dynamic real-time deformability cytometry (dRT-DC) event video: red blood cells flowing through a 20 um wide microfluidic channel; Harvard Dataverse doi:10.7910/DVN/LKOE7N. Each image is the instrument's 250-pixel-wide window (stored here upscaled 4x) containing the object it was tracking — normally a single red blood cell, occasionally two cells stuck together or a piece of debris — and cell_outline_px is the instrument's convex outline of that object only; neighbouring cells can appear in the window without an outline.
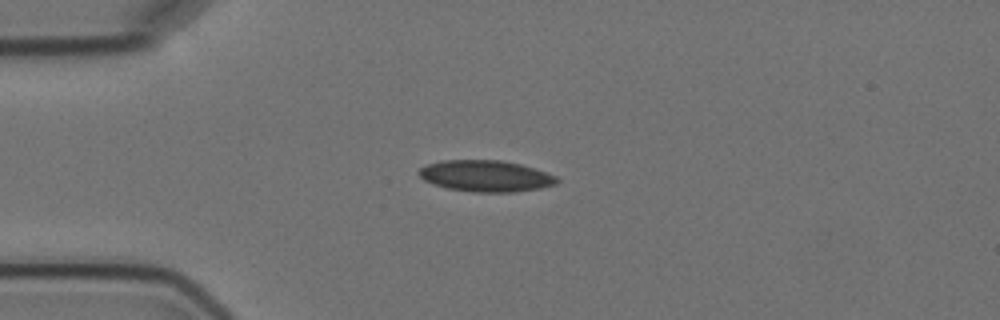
{"species": "Egyptian fruit bat (a non-hibernating species)", "species_latin": "Rousettus aegyptiacus", "temperature_condition": "cold", "stored_images_in_passage": 9, "camera_frame_rate_fps": 3000, "um_per_image_px": 0.085, "animal": {"sex": "female"}, "frame": {"image": 1, "passage_image": 3, "time_ms": 2.333, "image_size_px": [1000, 320], "cell_outline_px": [[560, 180], [556, 184], [540, 188], [516, 192], [472, 192], [448, 188], [432, 184], [424, 180], [416, 172], [420, 168], [428, 164], [444, 160], [500, 160], [520, 164], [556, 176]], "centroid_in_image_um": [41.27, 14.96], "position_along_channel_um": 43.7, "area_um2": 25.14}}
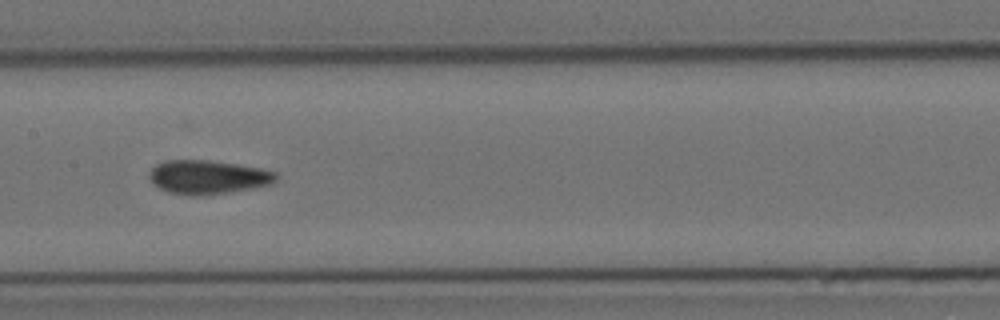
{"frame": {"image": 2, "passage_image": 7, "time_ms": 7.0, "image_size_px": [1000, 320], "cell_outline_px": [[276, 180], [272, 184], [252, 188], [228, 192], [200, 196], [192, 196], [168, 192], [152, 184], [148, 176], [152, 168], [156, 164], [164, 160], [208, 160], [236, 164], [260, 168], [276, 172]], "centroid_in_image_um": [17.64, 15.05], "position_along_channel_um": 189.8, "area_um2": 25.03}}
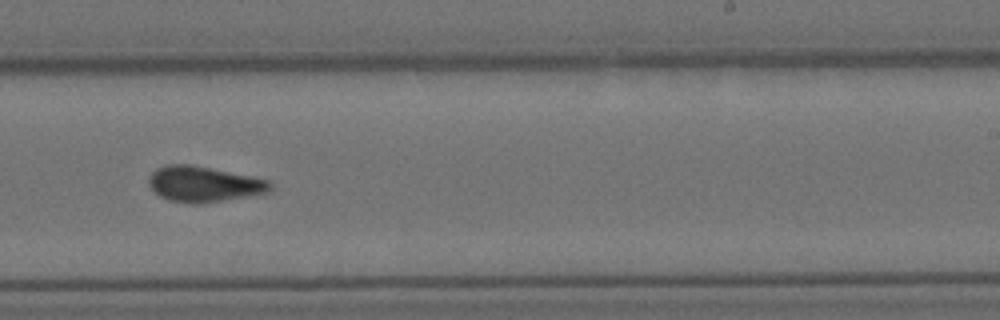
{"frame": {"image": 3, "passage_image": 9, "time_ms": 9.333, "image_size_px": [1000, 320], "cell_outline_px": [[272, 188], [268, 192], [256, 196], [200, 204], [192, 204], [168, 200], [160, 196], [148, 184], [148, 180], [152, 172], [156, 168], [168, 164], [188, 164], [268, 180], [272, 184]], "centroid_in_image_um": [17.33, 15.68], "position_along_channel_um": 271.7, "area_um2": 25.2}}